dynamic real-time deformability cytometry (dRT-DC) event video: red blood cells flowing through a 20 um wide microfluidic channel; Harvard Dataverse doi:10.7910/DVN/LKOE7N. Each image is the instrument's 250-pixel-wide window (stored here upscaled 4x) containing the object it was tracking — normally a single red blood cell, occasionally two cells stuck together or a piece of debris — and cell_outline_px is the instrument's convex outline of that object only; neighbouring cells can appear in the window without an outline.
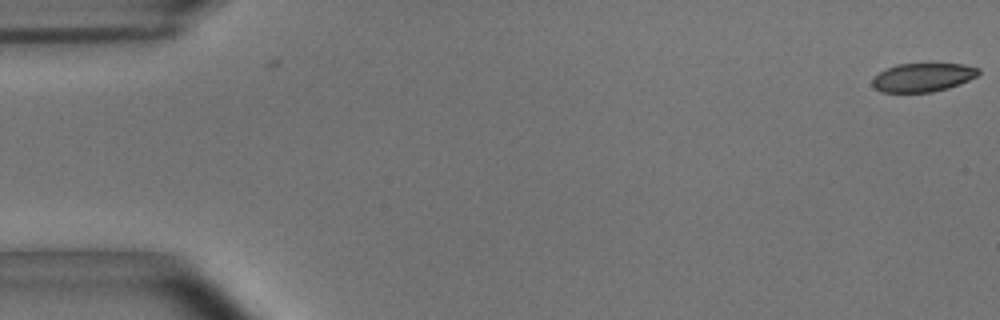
{"species": "common noctule bat (a hibernating species)", "species_latin": "Nyctalus noctula", "temperature_condition": "room temperature", "stored_images_in_passage": 3, "camera_frame_rate_fps": 3000, "um_per_image_px": 0.085, "animal": {"sex": "male", "body_mass_g": 15.6}, "frame": {"image": 1, "passage_image": 3, "time_ms": 0.667, "image_size_px": [1000, 320], "cell_outline_px": [[980, 72], [976, 76], [960, 84], [948, 88], [932, 92], [880, 92], [872, 84], [872, 80], [880, 72], [896, 64], [964, 64], [980, 68]], "centroid_in_image_um": [78.46, 6.58], "position_along_channel_um": 6.5, "area_um2": 17.57}}